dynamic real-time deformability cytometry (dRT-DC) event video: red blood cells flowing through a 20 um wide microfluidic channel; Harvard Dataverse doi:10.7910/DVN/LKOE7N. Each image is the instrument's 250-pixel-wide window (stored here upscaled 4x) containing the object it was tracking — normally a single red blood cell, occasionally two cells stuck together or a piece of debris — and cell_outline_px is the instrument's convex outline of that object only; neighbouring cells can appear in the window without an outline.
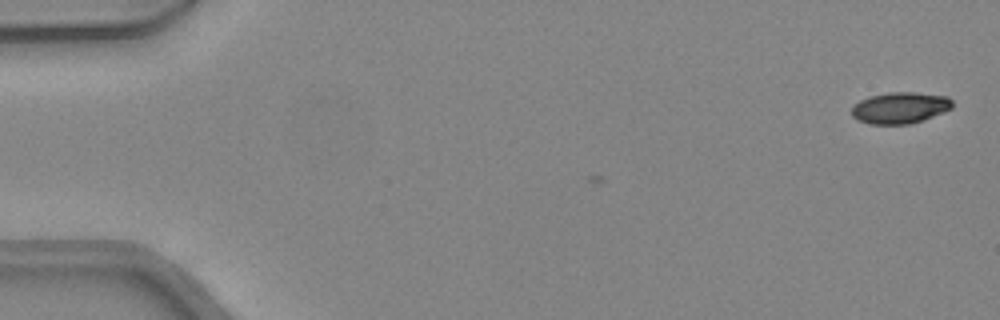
{"species": "common noctule bat (a hibernating species)", "species_latin": "Nyctalus noctula", "temperature_condition": "warm", "stored_images_in_passage": 5, "camera_frame_rate_fps": 3000, "um_per_image_px": 0.085, "animal": {"sex": "female", "body_mass_g": 24.6, "forearm_length_mm": 56.2}, "frame": {"image": 1, "passage_image": 1, "time_ms": 0.0, "image_size_px": [1000, 320], "cell_outline_px": [[952, 108], [924, 120], [912, 124], [868, 124], [856, 120], [852, 116], [852, 104], [868, 96], [888, 92], [916, 92], [948, 96], [952, 100]], "centroid_in_image_um": [76.48, 9.16], "position_along_channel_um": 8.5, "area_um2": 18.73}}